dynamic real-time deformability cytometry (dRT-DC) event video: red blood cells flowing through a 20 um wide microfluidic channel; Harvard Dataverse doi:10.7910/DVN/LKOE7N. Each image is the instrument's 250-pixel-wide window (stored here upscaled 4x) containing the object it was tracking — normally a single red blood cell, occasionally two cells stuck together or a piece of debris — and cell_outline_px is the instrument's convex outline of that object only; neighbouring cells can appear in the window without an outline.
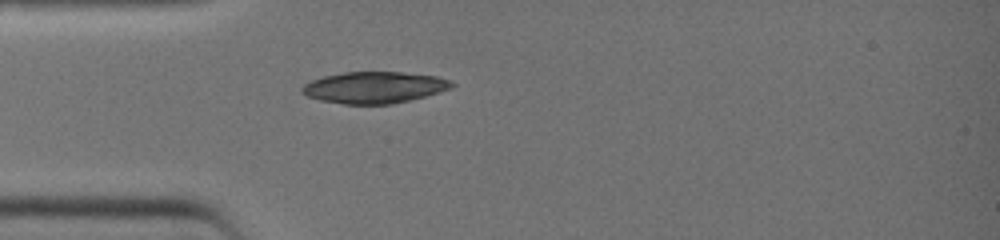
{"species": "common noctule bat (a hibernating species)", "species_latin": "Nyctalus noctula", "temperature_condition": "warm", "stored_images_in_passage": 7, "camera_frame_rate_fps": 3000, "um_per_image_px": 0.085, "animal": {"sex": "female", "body_mass_g": 19.0, "forearm_length_mm": 51.5}, "frame": {"image": 1, "passage_image": 1, "time_ms": 0.0, "image_size_px": [1000, 240], "cell_outline_px": [[456, 84], [452, 88], [424, 96], [392, 104], [344, 104], [320, 100], [308, 96], [300, 92], [300, 88], [304, 84], [312, 80], [324, 76], [344, 72], [404, 72], [436, 76], [452, 80]], "centroid_in_image_um": [31.82, 7.42], "position_along_channel_um": 53.2, "area_um2": 27.51}}